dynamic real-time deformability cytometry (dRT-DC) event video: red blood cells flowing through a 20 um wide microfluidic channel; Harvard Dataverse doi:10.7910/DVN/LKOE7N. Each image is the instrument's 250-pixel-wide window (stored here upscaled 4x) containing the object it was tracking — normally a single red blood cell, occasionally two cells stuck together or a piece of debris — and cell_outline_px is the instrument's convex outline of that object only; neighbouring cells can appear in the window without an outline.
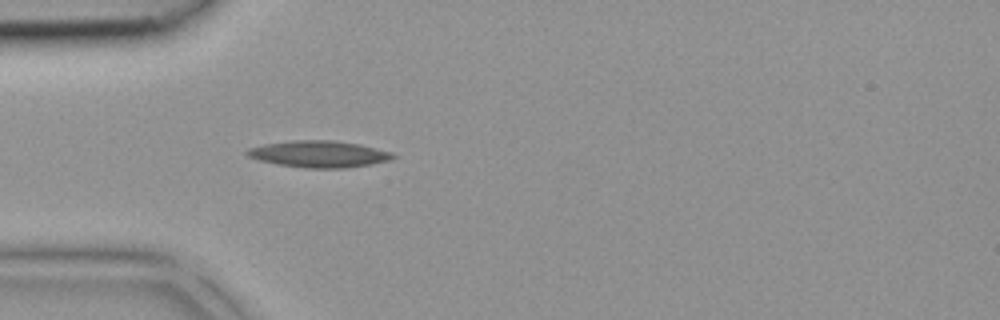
{"species": "common noctule bat (a hibernating species)", "species_latin": "Nyctalus noctula", "temperature_condition": "room temperature", "stored_images_in_passage": 26, "camera_frame_rate_fps": 3000, "um_per_image_px": 0.085, "animal": {"sex": "female", "body_mass_g": 18.4}, "frame": {"image": 1, "passage_image": 1, "time_ms": 0.0, "image_size_px": [1000, 320], "cell_outline_px": [[396, 156], [392, 160], [344, 168], [304, 168], [280, 164], [260, 160], [248, 156], [244, 152], [248, 148], [264, 144], [292, 140], [336, 140], [360, 144], [392, 152]], "centroid_in_image_um": [27.12, 13.08], "position_along_channel_um": 57.9, "area_um2": 22.6}}
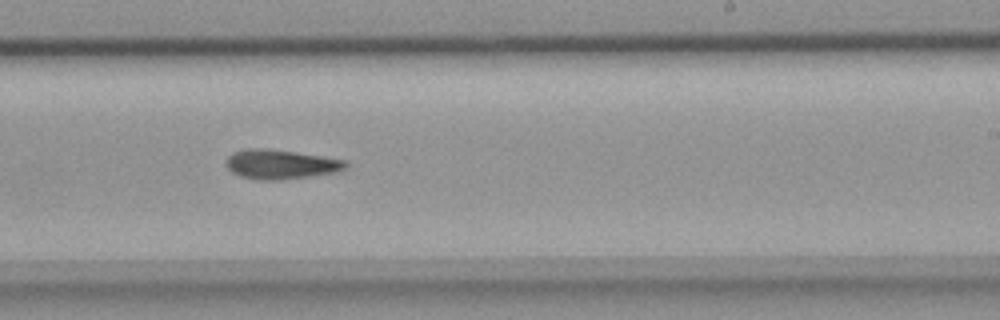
{"frame": {"image": 2, "passage_image": 14, "time_ms": 4.333, "image_size_px": [1000, 320], "cell_outline_px": [[348, 168], [340, 172], [280, 180], [260, 180], [240, 176], [232, 172], [224, 164], [224, 160], [232, 152], [248, 148], [264, 148], [296, 152], [324, 156], [348, 160]], "centroid_in_image_um": [23.89, 13.96], "position_along_channel_um": 265.1, "area_um2": 20.92}}
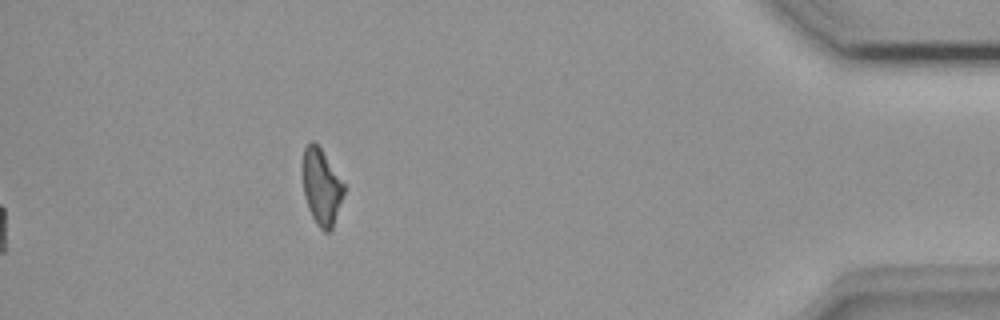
{"frame": {"image": 3, "passage_image": 26, "time_ms": 8.333, "image_size_px": [1000, 320], "cell_outline_px": [[344, 192], [332, 228], [328, 232], [324, 232], [316, 224], [308, 208], [304, 196], [304, 148], [312, 140], [320, 148], [344, 184]], "centroid_in_image_um": [27.33, 15.92], "position_along_channel_um": 407.9, "area_um2": 17.63}}